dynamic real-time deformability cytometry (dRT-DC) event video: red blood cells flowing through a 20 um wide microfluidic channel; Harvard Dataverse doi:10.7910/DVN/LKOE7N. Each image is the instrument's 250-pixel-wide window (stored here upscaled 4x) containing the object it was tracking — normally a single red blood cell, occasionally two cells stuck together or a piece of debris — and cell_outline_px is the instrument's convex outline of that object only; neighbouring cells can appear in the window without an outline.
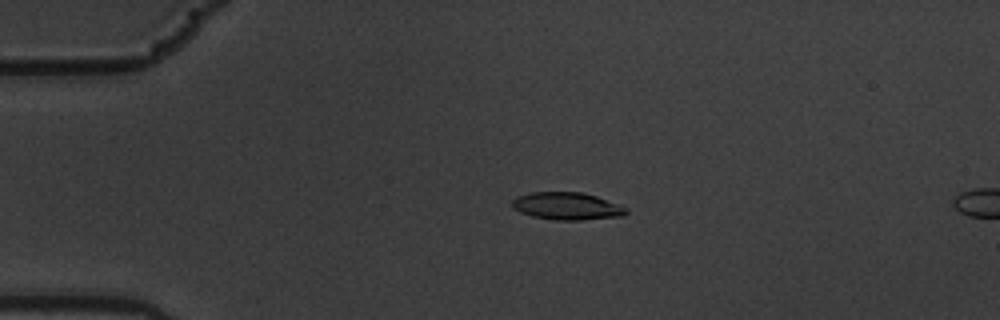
{"species": "common noctule bat (a hibernating species)", "species_latin": "Nyctalus noctula", "temperature_condition": "warm", "stored_images_in_passage": 6, "camera_frame_rate_fps": 3000, "um_per_image_px": 0.085, "animal": {"sex": "male", "body_mass_g": 19.5, "forearm_length_mm": 54.6}, "frame": {"image": 1, "passage_image": 5, "time_ms": 1.333, "image_size_px": [1000, 320], "cell_outline_px": [[628, 212], [624, 216], [580, 220], [556, 220], [532, 216], [520, 212], [512, 208], [512, 200], [516, 196], [528, 192], [580, 192], [596, 196], [620, 204], [628, 208]], "centroid_in_image_um": [48.19, 17.51], "position_along_channel_um": 36.8, "area_um2": 18.44}}